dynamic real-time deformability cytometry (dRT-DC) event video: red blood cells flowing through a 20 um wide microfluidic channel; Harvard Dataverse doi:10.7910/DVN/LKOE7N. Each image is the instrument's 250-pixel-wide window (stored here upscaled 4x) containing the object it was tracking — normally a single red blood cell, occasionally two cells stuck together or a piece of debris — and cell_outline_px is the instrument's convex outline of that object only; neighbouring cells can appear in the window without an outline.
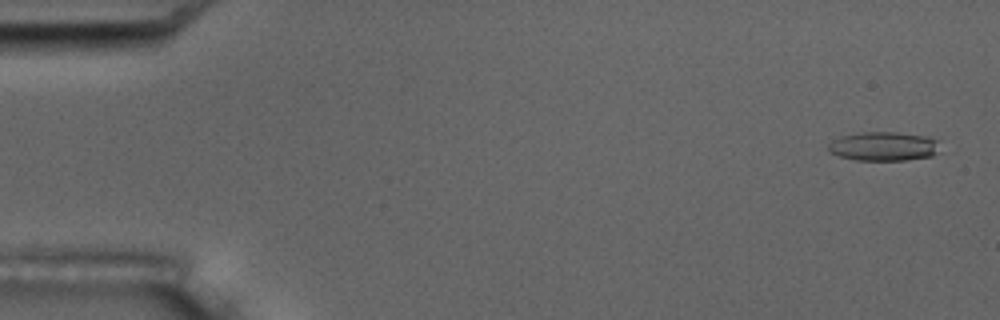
{"species": "common noctule bat (a hibernating species)", "species_latin": "Nyctalus noctula", "temperature_condition": "room temperature", "stored_images_in_passage": 6, "camera_frame_rate_fps": 3000, "um_per_image_px": 0.085, "animal": {"sex": "male", "body_mass_g": 17.5, "forearm_length_mm": 52.3}, "frame": {"image": 1, "passage_image": 1, "time_ms": 0.0, "image_size_px": [1000, 320], "cell_outline_px": [[936, 140], [932, 156], [904, 160], [856, 160], [840, 156], [828, 152], [828, 144], [844, 136], [860, 132], [896, 132], [928, 136]], "centroid_in_image_um": [75.05, 12.43], "position_along_channel_um": 10.0, "area_um2": 18.38}}
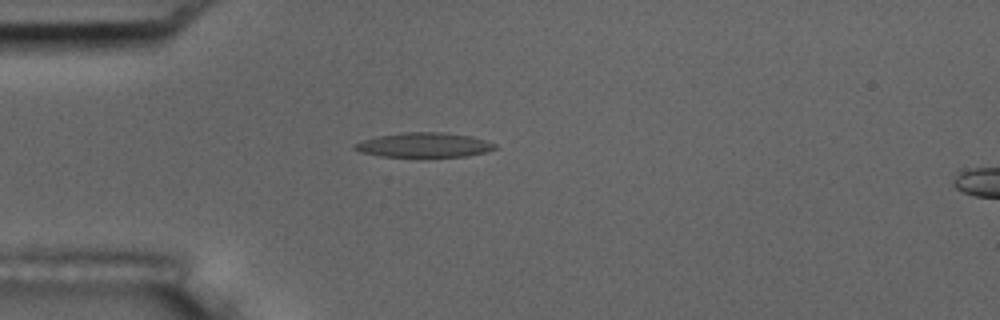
{"frame": {"image": 2, "passage_image": 5, "time_ms": 4.333, "image_size_px": [1000, 320], "cell_outline_px": [[496, 148], [488, 152], [464, 156], [424, 160], [380, 156], [360, 152], [352, 148], [356, 144], [364, 140], [380, 136], [400, 132], [440, 132], [472, 136], [496, 144]], "centroid_in_image_um": [36.06, 12.38], "position_along_channel_um": 48.9, "area_um2": 21.04}}